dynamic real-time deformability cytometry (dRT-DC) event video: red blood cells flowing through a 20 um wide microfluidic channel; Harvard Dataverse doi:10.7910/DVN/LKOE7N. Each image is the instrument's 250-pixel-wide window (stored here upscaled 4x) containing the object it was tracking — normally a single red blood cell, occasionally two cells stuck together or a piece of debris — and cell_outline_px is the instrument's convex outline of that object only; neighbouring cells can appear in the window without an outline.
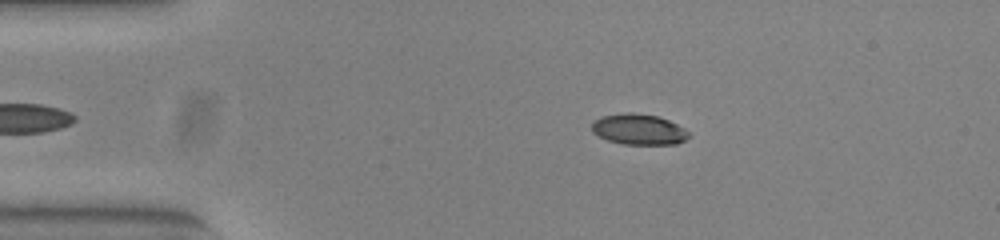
{"species": "common noctule bat (a hibernating species)", "species_latin": "Nyctalus noctula", "temperature_condition": "warm", "stored_images_in_passage": 38, "camera_frame_rate_fps": 3000, "um_per_image_px": 0.085, "animal": {"sex": "female", "body_mass_g": 23.0, "forearm_length_mm": 53.4}, "frame": {"image": 1, "passage_image": 2, "time_ms": 0.333, "image_size_px": [1000, 240], "cell_outline_px": [[688, 136], [684, 140], [676, 144], [624, 144], [608, 140], [592, 132], [592, 124], [600, 116], [628, 112], [632, 112], [656, 116], [668, 120], [684, 128], [688, 132]], "centroid_in_image_um": [54.28, 10.99], "position_along_channel_um": 30.7, "area_um2": 17.11}}
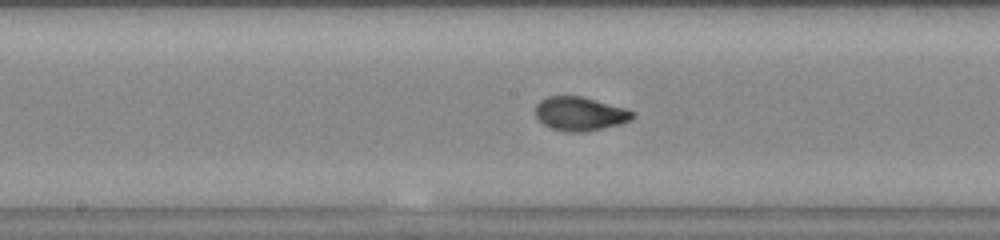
{"frame": {"image": 2, "passage_image": 19, "time_ms": 6.0, "image_size_px": [1000, 240], "cell_outline_px": [[636, 116], [632, 120], [620, 124], [588, 132], [564, 132], [548, 128], [536, 116], [536, 104], [540, 100], [548, 96], [580, 96], [628, 108], [636, 112]], "centroid_in_image_um": [49.34, 9.68], "position_along_channel_um": 198.9, "area_um2": 19.54}}
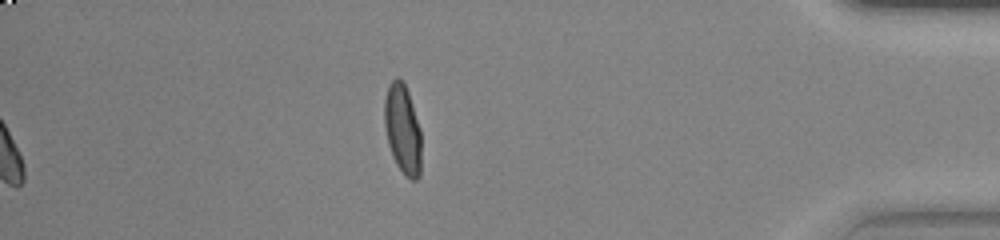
{"frame": {"image": 3, "passage_image": 38, "time_ms": 12.333, "image_size_px": [1000, 240], "cell_outline_px": [[420, 176], [416, 180], [412, 180], [404, 176], [396, 164], [392, 156], [388, 144], [384, 124], [384, 100], [388, 84], [396, 76], [404, 80], [420, 128]], "centroid_in_image_um": [34.2, 10.96], "position_along_channel_um": 401.0, "area_um2": 19.48}, "authors_computed_cell_mechanics": {"area_um2": 18.7561, "velocity_mm_per_s": 3.8774, "shape_relaxation_time_tau1_ms": 3.272, "shape_relaxation_time_tau2_ms": null, "deformation_change_tau1": 0.2044, "deformation_change_tau2": null}}